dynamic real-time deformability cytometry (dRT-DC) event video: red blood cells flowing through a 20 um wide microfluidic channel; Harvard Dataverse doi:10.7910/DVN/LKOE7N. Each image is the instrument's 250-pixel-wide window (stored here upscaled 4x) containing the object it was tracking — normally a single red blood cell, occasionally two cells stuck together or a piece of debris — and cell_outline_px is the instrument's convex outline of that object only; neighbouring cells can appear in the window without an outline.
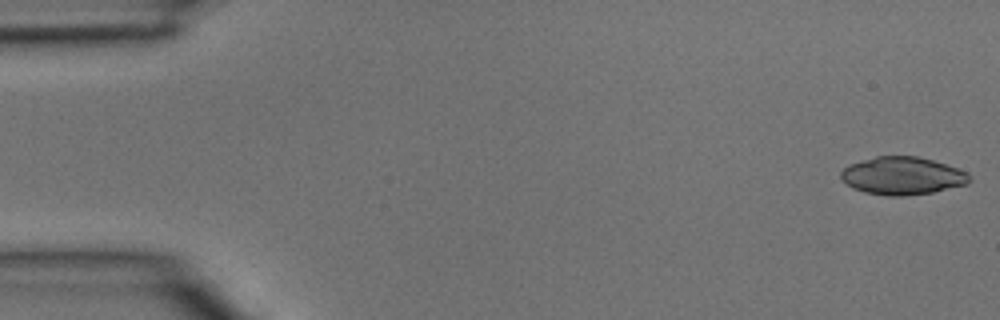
{"species": "common noctule bat (a hibernating species)", "species_latin": "Nyctalus noctula", "temperature_condition": "room temperature", "stored_images_in_passage": 4, "camera_frame_rate_fps": 3000, "um_per_image_px": 0.085, "animal": {"sex": "male", "body_mass_g": 15.6}, "frame": {"image": 1, "passage_image": 1, "time_ms": 0.0, "image_size_px": [1000, 320], "cell_outline_px": [[972, 180], [968, 184], [932, 192], [904, 196], [888, 196], [864, 192], [852, 188], [840, 176], [840, 172], [844, 168], [852, 164], [876, 156], [916, 156], [932, 160], [968, 172], [972, 176]], "centroid_in_image_um": [76.74, 14.95], "position_along_channel_um": 8.3, "area_um2": 28.15}}